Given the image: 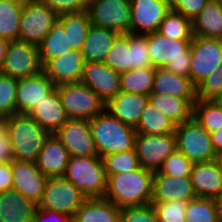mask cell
Segmentation results:
<instances>
[{"label": "cell", "instance_id": "4", "mask_svg": "<svg viewBox=\"0 0 222 222\" xmlns=\"http://www.w3.org/2000/svg\"><path fill=\"white\" fill-rule=\"evenodd\" d=\"M146 40L152 67L190 77L192 39H171L153 32L146 34Z\"/></svg>", "mask_w": 222, "mask_h": 222}, {"label": "cell", "instance_id": "33", "mask_svg": "<svg viewBox=\"0 0 222 222\" xmlns=\"http://www.w3.org/2000/svg\"><path fill=\"white\" fill-rule=\"evenodd\" d=\"M23 4L16 0H0V37L9 42L18 40Z\"/></svg>", "mask_w": 222, "mask_h": 222}, {"label": "cell", "instance_id": "56", "mask_svg": "<svg viewBox=\"0 0 222 222\" xmlns=\"http://www.w3.org/2000/svg\"><path fill=\"white\" fill-rule=\"evenodd\" d=\"M18 1L19 3H22L23 5L24 4H29V3H38V2H41V0H16Z\"/></svg>", "mask_w": 222, "mask_h": 222}, {"label": "cell", "instance_id": "50", "mask_svg": "<svg viewBox=\"0 0 222 222\" xmlns=\"http://www.w3.org/2000/svg\"><path fill=\"white\" fill-rule=\"evenodd\" d=\"M33 222H72V217L62 212L44 210L37 207Z\"/></svg>", "mask_w": 222, "mask_h": 222}, {"label": "cell", "instance_id": "49", "mask_svg": "<svg viewBox=\"0 0 222 222\" xmlns=\"http://www.w3.org/2000/svg\"><path fill=\"white\" fill-rule=\"evenodd\" d=\"M15 160L12 145L6 131L5 119L0 122V163H11Z\"/></svg>", "mask_w": 222, "mask_h": 222}, {"label": "cell", "instance_id": "43", "mask_svg": "<svg viewBox=\"0 0 222 222\" xmlns=\"http://www.w3.org/2000/svg\"><path fill=\"white\" fill-rule=\"evenodd\" d=\"M151 204L155 208L158 222H186L185 211L188 201L151 202Z\"/></svg>", "mask_w": 222, "mask_h": 222}, {"label": "cell", "instance_id": "22", "mask_svg": "<svg viewBox=\"0 0 222 222\" xmlns=\"http://www.w3.org/2000/svg\"><path fill=\"white\" fill-rule=\"evenodd\" d=\"M69 158L70 155L68 150L64 147L55 133H53L49 134L44 141L36 165L42 174L48 178L63 177Z\"/></svg>", "mask_w": 222, "mask_h": 222}, {"label": "cell", "instance_id": "54", "mask_svg": "<svg viewBox=\"0 0 222 222\" xmlns=\"http://www.w3.org/2000/svg\"><path fill=\"white\" fill-rule=\"evenodd\" d=\"M216 200H217L218 209H219V212H220V217H221V220H222V193Z\"/></svg>", "mask_w": 222, "mask_h": 222}, {"label": "cell", "instance_id": "8", "mask_svg": "<svg viewBox=\"0 0 222 222\" xmlns=\"http://www.w3.org/2000/svg\"><path fill=\"white\" fill-rule=\"evenodd\" d=\"M86 199L83 193L64 177H51L45 183L38 208L62 212L73 218Z\"/></svg>", "mask_w": 222, "mask_h": 222}, {"label": "cell", "instance_id": "41", "mask_svg": "<svg viewBox=\"0 0 222 222\" xmlns=\"http://www.w3.org/2000/svg\"><path fill=\"white\" fill-rule=\"evenodd\" d=\"M17 79L0 72V116L4 119L17 114Z\"/></svg>", "mask_w": 222, "mask_h": 222}, {"label": "cell", "instance_id": "29", "mask_svg": "<svg viewBox=\"0 0 222 222\" xmlns=\"http://www.w3.org/2000/svg\"><path fill=\"white\" fill-rule=\"evenodd\" d=\"M194 36L222 40V5L219 0H209L192 20Z\"/></svg>", "mask_w": 222, "mask_h": 222}, {"label": "cell", "instance_id": "48", "mask_svg": "<svg viewBox=\"0 0 222 222\" xmlns=\"http://www.w3.org/2000/svg\"><path fill=\"white\" fill-rule=\"evenodd\" d=\"M209 0H173L171 9L184 17L193 20Z\"/></svg>", "mask_w": 222, "mask_h": 222}, {"label": "cell", "instance_id": "13", "mask_svg": "<svg viewBox=\"0 0 222 222\" xmlns=\"http://www.w3.org/2000/svg\"><path fill=\"white\" fill-rule=\"evenodd\" d=\"M135 152L142 168L157 172L163 161L173 153L176 147V135L136 134Z\"/></svg>", "mask_w": 222, "mask_h": 222}, {"label": "cell", "instance_id": "10", "mask_svg": "<svg viewBox=\"0 0 222 222\" xmlns=\"http://www.w3.org/2000/svg\"><path fill=\"white\" fill-rule=\"evenodd\" d=\"M43 71L39 48L36 45L15 40L8 43L2 74L20 79L37 75Z\"/></svg>", "mask_w": 222, "mask_h": 222}, {"label": "cell", "instance_id": "15", "mask_svg": "<svg viewBox=\"0 0 222 222\" xmlns=\"http://www.w3.org/2000/svg\"><path fill=\"white\" fill-rule=\"evenodd\" d=\"M55 135L68 150L70 157L98 155L88 120L68 119Z\"/></svg>", "mask_w": 222, "mask_h": 222}, {"label": "cell", "instance_id": "44", "mask_svg": "<svg viewBox=\"0 0 222 222\" xmlns=\"http://www.w3.org/2000/svg\"><path fill=\"white\" fill-rule=\"evenodd\" d=\"M131 70L152 66L148 54L146 34L129 33Z\"/></svg>", "mask_w": 222, "mask_h": 222}, {"label": "cell", "instance_id": "1", "mask_svg": "<svg viewBox=\"0 0 222 222\" xmlns=\"http://www.w3.org/2000/svg\"><path fill=\"white\" fill-rule=\"evenodd\" d=\"M154 172L139 167L131 172L107 176L105 199L118 208L151 204Z\"/></svg>", "mask_w": 222, "mask_h": 222}, {"label": "cell", "instance_id": "9", "mask_svg": "<svg viewBox=\"0 0 222 222\" xmlns=\"http://www.w3.org/2000/svg\"><path fill=\"white\" fill-rule=\"evenodd\" d=\"M87 12L92 25L119 34L130 33L131 1L129 0H89Z\"/></svg>", "mask_w": 222, "mask_h": 222}, {"label": "cell", "instance_id": "31", "mask_svg": "<svg viewBox=\"0 0 222 222\" xmlns=\"http://www.w3.org/2000/svg\"><path fill=\"white\" fill-rule=\"evenodd\" d=\"M38 48L42 66L50 59L58 58L72 49L71 45L68 44L64 21L59 16L54 21L53 27L38 45Z\"/></svg>", "mask_w": 222, "mask_h": 222}, {"label": "cell", "instance_id": "37", "mask_svg": "<svg viewBox=\"0 0 222 222\" xmlns=\"http://www.w3.org/2000/svg\"><path fill=\"white\" fill-rule=\"evenodd\" d=\"M186 222H222L216 199L195 198L188 201Z\"/></svg>", "mask_w": 222, "mask_h": 222}, {"label": "cell", "instance_id": "28", "mask_svg": "<svg viewBox=\"0 0 222 222\" xmlns=\"http://www.w3.org/2000/svg\"><path fill=\"white\" fill-rule=\"evenodd\" d=\"M121 209L105 198H88L76 211L72 222H121Z\"/></svg>", "mask_w": 222, "mask_h": 222}, {"label": "cell", "instance_id": "40", "mask_svg": "<svg viewBox=\"0 0 222 222\" xmlns=\"http://www.w3.org/2000/svg\"><path fill=\"white\" fill-rule=\"evenodd\" d=\"M106 175L131 172L140 167L135 149L103 157Z\"/></svg>", "mask_w": 222, "mask_h": 222}, {"label": "cell", "instance_id": "16", "mask_svg": "<svg viewBox=\"0 0 222 222\" xmlns=\"http://www.w3.org/2000/svg\"><path fill=\"white\" fill-rule=\"evenodd\" d=\"M11 164L13 189L38 206L48 177L42 174L34 162L15 159Z\"/></svg>", "mask_w": 222, "mask_h": 222}, {"label": "cell", "instance_id": "57", "mask_svg": "<svg viewBox=\"0 0 222 222\" xmlns=\"http://www.w3.org/2000/svg\"><path fill=\"white\" fill-rule=\"evenodd\" d=\"M218 160H219V162H220V164H221V166H222V153H220V154L218 155Z\"/></svg>", "mask_w": 222, "mask_h": 222}, {"label": "cell", "instance_id": "34", "mask_svg": "<svg viewBox=\"0 0 222 222\" xmlns=\"http://www.w3.org/2000/svg\"><path fill=\"white\" fill-rule=\"evenodd\" d=\"M59 17L64 21L68 44L71 45L72 49L81 51L91 26L88 12L65 13L59 15Z\"/></svg>", "mask_w": 222, "mask_h": 222}, {"label": "cell", "instance_id": "51", "mask_svg": "<svg viewBox=\"0 0 222 222\" xmlns=\"http://www.w3.org/2000/svg\"><path fill=\"white\" fill-rule=\"evenodd\" d=\"M13 189L12 164L0 163V193Z\"/></svg>", "mask_w": 222, "mask_h": 222}, {"label": "cell", "instance_id": "38", "mask_svg": "<svg viewBox=\"0 0 222 222\" xmlns=\"http://www.w3.org/2000/svg\"><path fill=\"white\" fill-rule=\"evenodd\" d=\"M103 63L120 74L131 70L129 33L116 37Z\"/></svg>", "mask_w": 222, "mask_h": 222}, {"label": "cell", "instance_id": "24", "mask_svg": "<svg viewBox=\"0 0 222 222\" xmlns=\"http://www.w3.org/2000/svg\"><path fill=\"white\" fill-rule=\"evenodd\" d=\"M185 100H198L197 87L190 77L175 74L166 68H155L152 92Z\"/></svg>", "mask_w": 222, "mask_h": 222}, {"label": "cell", "instance_id": "35", "mask_svg": "<svg viewBox=\"0 0 222 222\" xmlns=\"http://www.w3.org/2000/svg\"><path fill=\"white\" fill-rule=\"evenodd\" d=\"M155 68L152 66L121 73L120 91L149 96L153 88Z\"/></svg>", "mask_w": 222, "mask_h": 222}, {"label": "cell", "instance_id": "55", "mask_svg": "<svg viewBox=\"0 0 222 222\" xmlns=\"http://www.w3.org/2000/svg\"><path fill=\"white\" fill-rule=\"evenodd\" d=\"M212 101H214L222 110V93L214 98Z\"/></svg>", "mask_w": 222, "mask_h": 222}, {"label": "cell", "instance_id": "27", "mask_svg": "<svg viewBox=\"0 0 222 222\" xmlns=\"http://www.w3.org/2000/svg\"><path fill=\"white\" fill-rule=\"evenodd\" d=\"M118 35L113 30L91 24L81 49L85 62H104Z\"/></svg>", "mask_w": 222, "mask_h": 222}, {"label": "cell", "instance_id": "19", "mask_svg": "<svg viewBox=\"0 0 222 222\" xmlns=\"http://www.w3.org/2000/svg\"><path fill=\"white\" fill-rule=\"evenodd\" d=\"M84 64L85 60L82 52L71 49L58 58L50 59L43 66V72L55 86L79 83L82 77Z\"/></svg>", "mask_w": 222, "mask_h": 222}, {"label": "cell", "instance_id": "23", "mask_svg": "<svg viewBox=\"0 0 222 222\" xmlns=\"http://www.w3.org/2000/svg\"><path fill=\"white\" fill-rule=\"evenodd\" d=\"M148 101L146 95L119 91L105 104V109L119 121L135 128Z\"/></svg>", "mask_w": 222, "mask_h": 222}, {"label": "cell", "instance_id": "36", "mask_svg": "<svg viewBox=\"0 0 222 222\" xmlns=\"http://www.w3.org/2000/svg\"><path fill=\"white\" fill-rule=\"evenodd\" d=\"M157 33L171 39H193L192 20L170 9L160 23Z\"/></svg>", "mask_w": 222, "mask_h": 222}, {"label": "cell", "instance_id": "53", "mask_svg": "<svg viewBox=\"0 0 222 222\" xmlns=\"http://www.w3.org/2000/svg\"><path fill=\"white\" fill-rule=\"evenodd\" d=\"M8 43H9V41L2 39L0 37V68H1L3 61H4V57L6 54Z\"/></svg>", "mask_w": 222, "mask_h": 222}, {"label": "cell", "instance_id": "12", "mask_svg": "<svg viewBox=\"0 0 222 222\" xmlns=\"http://www.w3.org/2000/svg\"><path fill=\"white\" fill-rule=\"evenodd\" d=\"M190 79L197 87L222 60V40L194 36L190 43Z\"/></svg>", "mask_w": 222, "mask_h": 222}, {"label": "cell", "instance_id": "39", "mask_svg": "<svg viewBox=\"0 0 222 222\" xmlns=\"http://www.w3.org/2000/svg\"><path fill=\"white\" fill-rule=\"evenodd\" d=\"M193 118L209 133L222 128V110L212 100H197L193 105Z\"/></svg>", "mask_w": 222, "mask_h": 222}, {"label": "cell", "instance_id": "20", "mask_svg": "<svg viewBox=\"0 0 222 222\" xmlns=\"http://www.w3.org/2000/svg\"><path fill=\"white\" fill-rule=\"evenodd\" d=\"M198 198L217 199L222 193V166L219 160L194 163L190 174Z\"/></svg>", "mask_w": 222, "mask_h": 222}, {"label": "cell", "instance_id": "25", "mask_svg": "<svg viewBox=\"0 0 222 222\" xmlns=\"http://www.w3.org/2000/svg\"><path fill=\"white\" fill-rule=\"evenodd\" d=\"M28 115L50 134L55 133L68 120L56 88L36 104Z\"/></svg>", "mask_w": 222, "mask_h": 222}, {"label": "cell", "instance_id": "6", "mask_svg": "<svg viewBox=\"0 0 222 222\" xmlns=\"http://www.w3.org/2000/svg\"><path fill=\"white\" fill-rule=\"evenodd\" d=\"M68 119L92 120L105 110V102L88 86L79 83L56 86Z\"/></svg>", "mask_w": 222, "mask_h": 222}, {"label": "cell", "instance_id": "21", "mask_svg": "<svg viewBox=\"0 0 222 222\" xmlns=\"http://www.w3.org/2000/svg\"><path fill=\"white\" fill-rule=\"evenodd\" d=\"M195 198L190 177L154 174L151 202L190 201Z\"/></svg>", "mask_w": 222, "mask_h": 222}, {"label": "cell", "instance_id": "42", "mask_svg": "<svg viewBox=\"0 0 222 222\" xmlns=\"http://www.w3.org/2000/svg\"><path fill=\"white\" fill-rule=\"evenodd\" d=\"M193 162L177 149L162 163L161 168L154 174H164L172 177H190Z\"/></svg>", "mask_w": 222, "mask_h": 222}, {"label": "cell", "instance_id": "47", "mask_svg": "<svg viewBox=\"0 0 222 222\" xmlns=\"http://www.w3.org/2000/svg\"><path fill=\"white\" fill-rule=\"evenodd\" d=\"M58 15L87 11L89 0H41Z\"/></svg>", "mask_w": 222, "mask_h": 222}, {"label": "cell", "instance_id": "30", "mask_svg": "<svg viewBox=\"0 0 222 222\" xmlns=\"http://www.w3.org/2000/svg\"><path fill=\"white\" fill-rule=\"evenodd\" d=\"M149 102L170 118L176 125L182 124L193 117V105L197 100H185L170 95L151 93Z\"/></svg>", "mask_w": 222, "mask_h": 222}, {"label": "cell", "instance_id": "17", "mask_svg": "<svg viewBox=\"0 0 222 222\" xmlns=\"http://www.w3.org/2000/svg\"><path fill=\"white\" fill-rule=\"evenodd\" d=\"M120 78L119 72L103 62H85L80 82L107 103L120 91Z\"/></svg>", "mask_w": 222, "mask_h": 222}, {"label": "cell", "instance_id": "11", "mask_svg": "<svg viewBox=\"0 0 222 222\" xmlns=\"http://www.w3.org/2000/svg\"><path fill=\"white\" fill-rule=\"evenodd\" d=\"M55 10L42 2L23 5L18 40L38 46L58 18Z\"/></svg>", "mask_w": 222, "mask_h": 222}, {"label": "cell", "instance_id": "18", "mask_svg": "<svg viewBox=\"0 0 222 222\" xmlns=\"http://www.w3.org/2000/svg\"><path fill=\"white\" fill-rule=\"evenodd\" d=\"M56 88L42 71L37 75L17 79L16 106L18 114H28L45 96Z\"/></svg>", "mask_w": 222, "mask_h": 222}, {"label": "cell", "instance_id": "7", "mask_svg": "<svg viewBox=\"0 0 222 222\" xmlns=\"http://www.w3.org/2000/svg\"><path fill=\"white\" fill-rule=\"evenodd\" d=\"M176 147L193 163L210 162L218 159L211 135L195 118L177 125L175 130Z\"/></svg>", "mask_w": 222, "mask_h": 222}, {"label": "cell", "instance_id": "3", "mask_svg": "<svg viewBox=\"0 0 222 222\" xmlns=\"http://www.w3.org/2000/svg\"><path fill=\"white\" fill-rule=\"evenodd\" d=\"M5 124L15 159L36 163L50 133L28 114H14L5 118Z\"/></svg>", "mask_w": 222, "mask_h": 222}, {"label": "cell", "instance_id": "46", "mask_svg": "<svg viewBox=\"0 0 222 222\" xmlns=\"http://www.w3.org/2000/svg\"><path fill=\"white\" fill-rule=\"evenodd\" d=\"M120 218L121 222H158V217L152 204L122 208Z\"/></svg>", "mask_w": 222, "mask_h": 222}, {"label": "cell", "instance_id": "45", "mask_svg": "<svg viewBox=\"0 0 222 222\" xmlns=\"http://www.w3.org/2000/svg\"><path fill=\"white\" fill-rule=\"evenodd\" d=\"M222 93V60L218 69L213 71L197 86V99L213 100Z\"/></svg>", "mask_w": 222, "mask_h": 222}, {"label": "cell", "instance_id": "26", "mask_svg": "<svg viewBox=\"0 0 222 222\" xmlns=\"http://www.w3.org/2000/svg\"><path fill=\"white\" fill-rule=\"evenodd\" d=\"M37 205L15 189L0 193V222H33Z\"/></svg>", "mask_w": 222, "mask_h": 222}, {"label": "cell", "instance_id": "52", "mask_svg": "<svg viewBox=\"0 0 222 222\" xmlns=\"http://www.w3.org/2000/svg\"><path fill=\"white\" fill-rule=\"evenodd\" d=\"M211 135V141L217 155L222 153V128H219Z\"/></svg>", "mask_w": 222, "mask_h": 222}, {"label": "cell", "instance_id": "14", "mask_svg": "<svg viewBox=\"0 0 222 222\" xmlns=\"http://www.w3.org/2000/svg\"><path fill=\"white\" fill-rule=\"evenodd\" d=\"M170 9L171 3L167 0H131L130 33L157 32Z\"/></svg>", "mask_w": 222, "mask_h": 222}, {"label": "cell", "instance_id": "5", "mask_svg": "<svg viewBox=\"0 0 222 222\" xmlns=\"http://www.w3.org/2000/svg\"><path fill=\"white\" fill-rule=\"evenodd\" d=\"M88 198H104L107 175L100 156L70 157L63 176Z\"/></svg>", "mask_w": 222, "mask_h": 222}, {"label": "cell", "instance_id": "2", "mask_svg": "<svg viewBox=\"0 0 222 222\" xmlns=\"http://www.w3.org/2000/svg\"><path fill=\"white\" fill-rule=\"evenodd\" d=\"M98 156L134 149L136 130L113 117L106 109L89 120Z\"/></svg>", "mask_w": 222, "mask_h": 222}, {"label": "cell", "instance_id": "32", "mask_svg": "<svg viewBox=\"0 0 222 222\" xmlns=\"http://www.w3.org/2000/svg\"><path fill=\"white\" fill-rule=\"evenodd\" d=\"M177 125L148 101L135 127L138 134L169 135L174 134Z\"/></svg>", "mask_w": 222, "mask_h": 222}]
</instances>
